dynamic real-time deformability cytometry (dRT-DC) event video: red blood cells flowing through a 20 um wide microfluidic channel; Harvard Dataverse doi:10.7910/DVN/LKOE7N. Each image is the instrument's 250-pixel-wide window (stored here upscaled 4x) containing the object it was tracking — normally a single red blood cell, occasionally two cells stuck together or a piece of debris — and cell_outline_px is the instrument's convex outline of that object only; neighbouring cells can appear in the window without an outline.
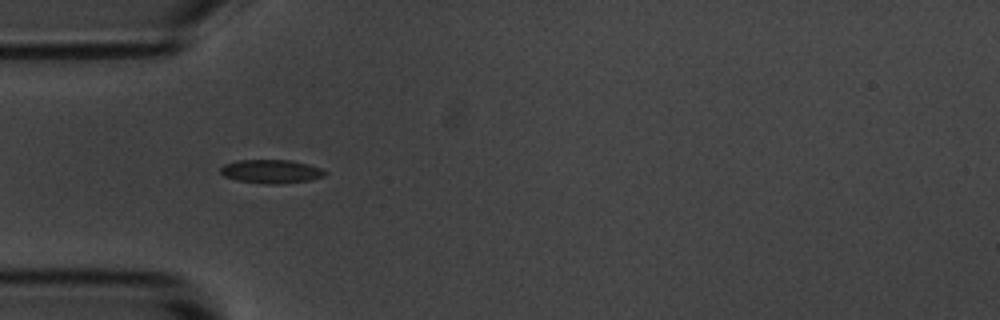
{"species": "common noctule bat (a hibernating species)", "species_latin": "Nyctalus noctula", "temperature_condition": "room temperature", "stored_images_in_passage": 5, "camera_frame_rate_fps": 3000, "um_per_image_px": 0.085, "animal": {"sex": "male", "body_mass_g": 20.1, "forearm_length_mm": 53.5}, "frame": {"image": 1, "passage_image": 4, "time_ms": 4.333, "image_size_px": [1000, 320], "cell_outline_px": [[328, 172], [324, 176], [312, 180], [280, 184], [268, 184], [236, 180], [224, 176], [220, 172], [220, 168], [224, 164], [240, 160], [292, 160], [308, 164], [320, 168]], "centroid_in_image_um": [23.07, 14.57], "position_along_channel_um": 61.9, "area_um2": 14.45}}